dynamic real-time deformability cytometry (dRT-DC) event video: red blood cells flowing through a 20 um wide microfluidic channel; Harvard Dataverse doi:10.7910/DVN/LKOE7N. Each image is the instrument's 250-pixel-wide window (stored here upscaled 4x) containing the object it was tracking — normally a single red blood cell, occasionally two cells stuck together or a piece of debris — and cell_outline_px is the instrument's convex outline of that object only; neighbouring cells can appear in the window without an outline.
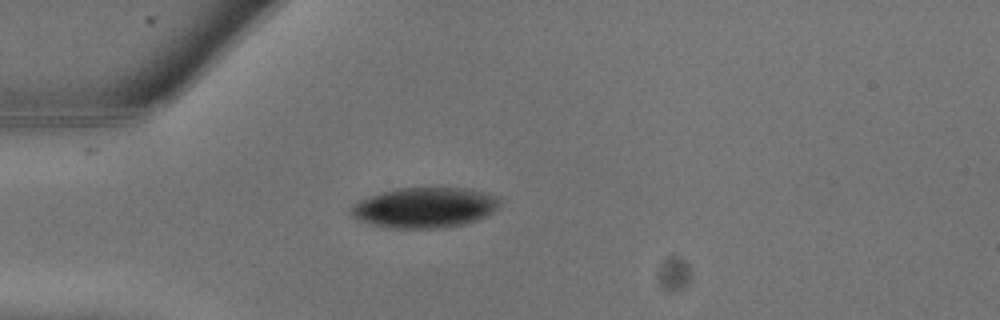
{"species": "common noctule bat (a hibernating species)", "species_latin": "Nyctalus noctula", "temperature_condition": "warm", "stored_images_in_passage": 8, "camera_frame_rate_fps": 3000, "um_per_image_px": 0.085, "animal": {"sex": "male", "body_mass_g": 13.3}, "frame": {"image": 1, "passage_image": 1, "time_ms": 0.0, "image_size_px": [1000, 320], "cell_outline_px": [[504, 200], [492, 212], [476, 220], [464, 224], [444, 228], [392, 228], [372, 224], [360, 220], [352, 216], [348, 212], [352, 204], [368, 196], [380, 192], [396, 188], [472, 188], [500, 196]], "centroid_in_image_um": [36.12, 17.63], "position_along_channel_um": 48.9, "area_um2": 35.37}}
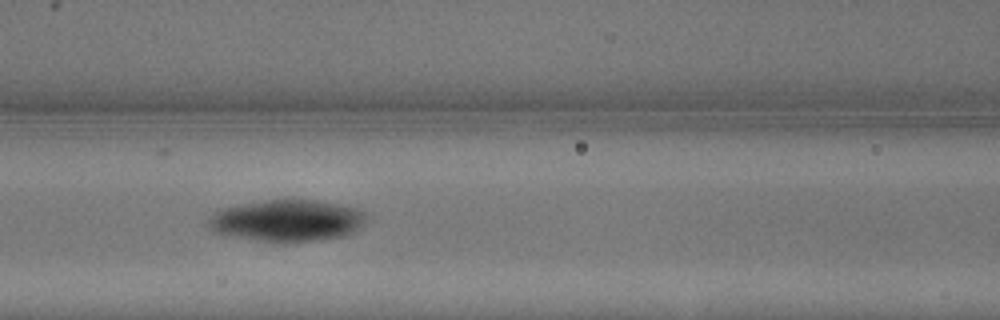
{"frame": {"image": 2, "passage_image": 5, "time_ms": 1.333, "image_size_px": [1000, 320], "cell_outline_px": [[372, 216], [356, 232], [344, 236], [320, 240], [260, 240], [212, 232], [204, 224], [208, 216], [224, 208], [244, 204], [268, 200], [316, 200], [340, 204], [356, 208], [368, 212]], "centroid_in_image_um": [24.48, 18.73], "position_along_channel_um": 142.1, "area_um2": 38.26}}
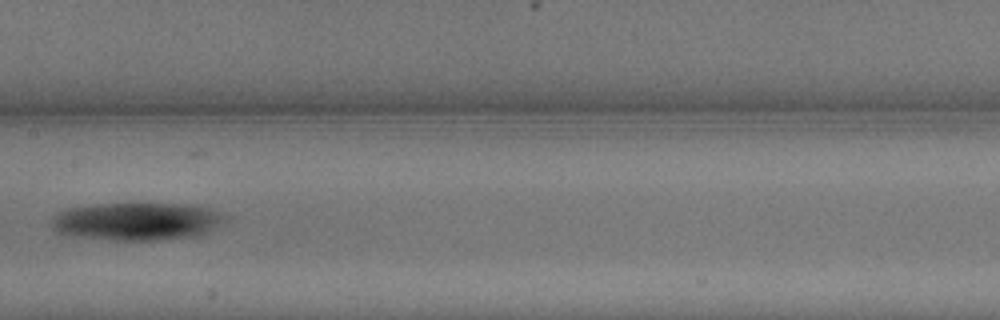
{"frame": {"image": 3, "passage_image": 7, "time_ms": 2.0, "image_size_px": [1000, 320], "cell_outline_px": [[228, 220], [224, 224], [200, 236], [156, 240], [116, 240], [68, 236], [52, 228], [52, 216], [68, 208], [92, 204], [176, 204], [208, 208], [224, 212]], "centroid_in_image_um": [11.68, 18.82], "position_along_channel_um": 195.7, "area_um2": 38.49}}